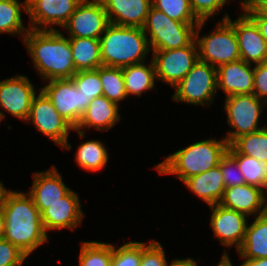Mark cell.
<instances>
[{
  "instance_id": "cell-1",
  "label": "cell",
  "mask_w": 267,
  "mask_h": 266,
  "mask_svg": "<svg viewBox=\"0 0 267 266\" xmlns=\"http://www.w3.org/2000/svg\"><path fill=\"white\" fill-rule=\"evenodd\" d=\"M5 216L4 239L29 256L48 241L42 215L29 194L8 190L2 204Z\"/></svg>"
},
{
  "instance_id": "cell-2",
  "label": "cell",
  "mask_w": 267,
  "mask_h": 266,
  "mask_svg": "<svg viewBox=\"0 0 267 266\" xmlns=\"http://www.w3.org/2000/svg\"><path fill=\"white\" fill-rule=\"evenodd\" d=\"M33 67L45 81L71 79L76 74L69 37L58 29H29L23 39Z\"/></svg>"
},
{
  "instance_id": "cell-3",
  "label": "cell",
  "mask_w": 267,
  "mask_h": 266,
  "mask_svg": "<svg viewBox=\"0 0 267 266\" xmlns=\"http://www.w3.org/2000/svg\"><path fill=\"white\" fill-rule=\"evenodd\" d=\"M228 147L225 138L201 140L168 155L155 168L161 175L175 174L183 182L219 165Z\"/></svg>"
},
{
  "instance_id": "cell-4",
  "label": "cell",
  "mask_w": 267,
  "mask_h": 266,
  "mask_svg": "<svg viewBox=\"0 0 267 266\" xmlns=\"http://www.w3.org/2000/svg\"><path fill=\"white\" fill-rule=\"evenodd\" d=\"M147 38L141 27L110 23L99 38L102 66L124 68L144 63L151 52Z\"/></svg>"
},
{
  "instance_id": "cell-5",
  "label": "cell",
  "mask_w": 267,
  "mask_h": 266,
  "mask_svg": "<svg viewBox=\"0 0 267 266\" xmlns=\"http://www.w3.org/2000/svg\"><path fill=\"white\" fill-rule=\"evenodd\" d=\"M197 25L173 20L151 6L142 29L150 34L147 39L151 50H172L188 46L195 39Z\"/></svg>"
},
{
  "instance_id": "cell-6",
  "label": "cell",
  "mask_w": 267,
  "mask_h": 266,
  "mask_svg": "<svg viewBox=\"0 0 267 266\" xmlns=\"http://www.w3.org/2000/svg\"><path fill=\"white\" fill-rule=\"evenodd\" d=\"M205 22L200 21L195 29L199 60L217 68L241 59L234 27L227 20H219L212 33L199 37Z\"/></svg>"
},
{
  "instance_id": "cell-7",
  "label": "cell",
  "mask_w": 267,
  "mask_h": 266,
  "mask_svg": "<svg viewBox=\"0 0 267 266\" xmlns=\"http://www.w3.org/2000/svg\"><path fill=\"white\" fill-rule=\"evenodd\" d=\"M174 89L173 101L209 106L217 92L216 68L198 60Z\"/></svg>"
},
{
  "instance_id": "cell-8",
  "label": "cell",
  "mask_w": 267,
  "mask_h": 266,
  "mask_svg": "<svg viewBox=\"0 0 267 266\" xmlns=\"http://www.w3.org/2000/svg\"><path fill=\"white\" fill-rule=\"evenodd\" d=\"M267 105L252 94H236L225 97L224 109L227 112V122L233 128L225 138L230 145L241 135L254 133L265 128L258 127L259 117Z\"/></svg>"
},
{
  "instance_id": "cell-9",
  "label": "cell",
  "mask_w": 267,
  "mask_h": 266,
  "mask_svg": "<svg viewBox=\"0 0 267 266\" xmlns=\"http://www.w3.org/2000/svg\"><path fill=\"white\" fill-rule=\"evenodd\" d=\"M39 91L33 99L26 123L29 124L31 120V123L54 143L63 149H71L68 135L74 127L57 112L52 102L40 89Z\"/></svg>"
},
{
  "instance_id": "cell-10",
  "label": "cell",
  "mask_w": 267,
  "mask_h": 266,
  "mask_svg": "<svg viewBox=\"0 0 267 266\" xmlns=\"http://www.w3.org/2000/svg\"><path fill=\"white\" fill-rule=\"evenodd\" d=\"M156 79L173 88L186 76L199 60L195 39L183 48L172 50H151Z\"/></svg>"
},
{
  "instance_id": "cell-11",
  "label": "cell",
  "mask_w": 267,
  "mask_h": 266,
  "mask_svg": "<svg viewBox=\"0 0 267 266\" xmlns=\"http://www.w3.org/2000/svg\"><path fill=\"white\" fill-rule=\"evenodd\" d=\"M40 90L57 112L75 128L89 103H86L85 96L78 90L73 79L49 80Z\"/></svg>"
},
{
  "instance_id": "cell-12",
  "label": "cell",
  "mask_w": 267,
  "mask_h": 266,
  "mask_svg": "<svg viewBox=\"0 0 267 266\" xmlns=\"http://www.w3.org/2000/svg\"><path fill=\"white\" fill-rule=\"evenodd\" d=\"M109 24L100 0H82L63 28L69 37L99 39Z\"/></svg>"
},
{
  "instance_id": "cell-13",
  "label": "cell",
  "mask_w": 267,
  "mask_h": 266,
  "mask_svg": "<svg viewBox=\"0 0 267 266\" xmlns=\"http://www.w3.org/2000/svg\"><path fill=\"white\" fill-rule=\"evenodd\" d=\"M81 2L82 0H27L26 14L30 17L28 27L54 30L52 26L58 25L63 28Z\"/></svg>"
},
{
  "instance_id": "cell-14",
  "label": "cell",
  "mask_w": 267,
  "mask_h": 266,
  "mask_svg": "<svg viewBox=\"0 0 267 266\" xmlns=\"http://www.w3.org/2000/svg\"><path fill=\"white\" fill-rule=\"evenodd\" d=\"M223 20H227L234 27L241 60L248 64L254 62V65L267 61V42L256 23L246 13L233 21L226 13Z\"/></svg>"
},
{
  "instance_id": "cell-15",
  "label": "cell",
  "mask_w": 267,
  "mask_h": 266,
  "mask_svg": "<svg viewBox=\"0 0 267 266\" xmlns=\"http://www.w3.org/2000/svg\"><path fill=\"white\" fill-rule=\"evenodd\" d=\"M25 75L0 81V107L26 122L36 91Z\"/></svg>"
},
{
  "instance_id": "cell-16",
  "label": "cell",
  "mask_w": 267,
  "mask_h": 266,
  "mask_svg": "<svg viewBox=\"0 0 267 266\" xmlns=\"http://www.w3.org/2000/svg\"><path fill=\"white\" fill-rule=\"evenodd\" d=\"M209 207L212 210L210 226L214 238L219 239L223 246L231 248L235 245L238 250L245 238L248 216L220 204Z\"/></svg>"
},
{
  "instance_id": "cell-17",
  "label": "cell",
  "mask_w": 267,
  "mask_h": 266,
  "mask_svg": "<svg viewBox=\"0 0 267 266\" xmlns=\"http://www.w3.org/2000/svg\"><path fill=\"white\" fill-rule=\"evenodd\" d=\"M79 195L70 190L64 197L50 205L42 215V224L45 232L49 230L71 229L75 230L81 225L84 217Z\"/></svg>"
},
{
  "instance_id": "cell-18",
  "label": "cell",
  "mask_w": 267,
  "mask_h": 266,
  "mask_svg": "<svg viewBox=\"0 0 267 266\" xmlns=\"http://www.w3.org/2000/svg\"><path fill=\"white\" fill-rule=\"evenodd\" d=\"M32 177L33 185L28 194L41 214L70 191L55 166L44 172H35Z\"/></svg>"
},
{
  "instance_id": "cell-19",
  "label": "cell",
  "mask_w": 267,
  "mask_h": 266,
  "mask_svg": "<svg viewBox=\"0 0 267 266\" xmlns=\"http://www.w3.org/2000/svg\"><path fill=\"white\" fill-rule=\"evenodd\" d=\"M239 59L216 68L217 90L222 89L225 97L236 94H252L254 66Z\"/></svg>"
},
{
  "instance_id": "cell-20",
  "label": "cell",
  "mask_w": 267,
  "mask_h": 266,
  "mask_svg": "<svg viewBox=\"0 0 267 266\" xmlns=\"http://www.w3.org/2000/svg\"><path fill=\"white\" fill-rule=\"evenodd\" d=\"M118 109L119 106L106 96L96 97L89 103L74 131H77L81 138H85V128L107 131L120 121Z\"/></svg>"
},
{
  "instance_id": "cell-21",
  "label": "cell",
  "mask_w": 267,
  "mask_h": 266,
  "mask_svg": "<svg viewBox=\"0 0 267 266\" xmlns=\"http://www.w3.org/2000/svg\"><path fill=\"white\" fill-rule=\"evenodd\" d=\"M112 24L143 27L152 0H100Z\"/></svg>"
},
{
  "instance_id": "cell-22",
  "label": "cell",
  "mask_w": 267,
  "mask_h": 266,
  "mask_svg": "<svg viewBox=\"0 0 267 266\" xmlns=\"http://www.w3.org/2000/svg\"><path fill=\"white\" fill-rule=\"evenodd\" d=\"M264 190L254 185L227 187L220 205L249 216L263 214Z\"/></svg>"
},
{
  "instance_id": "cell-23",
  "label": "cell",
  "mask_w": 267,
  "mask_h": 266,
  "mask_svg": "<svg viewBox=\"0 0 267 266\" xmlns=\"http://www.w3.org/2000/svg\"><path fill=\"white\" fill-rule=\"evenodd\" d=\"M183 183L208 206L219 204L225 190L219 165L204 173L185 179Z\"/></svg>"
},
{
  "instance_id": "cell-24",
  "label": "cell",
  "mask_w": 267,
  "mask_h": 266,
  "mask_svg": "<svg viewBox=\"0 0 267 266\" xmlns=\"http://www.w3.org/2000/svg\"><path fill=\"white\" fill-rule=\"evenodd\" d=\"M254 219L247 225L244 241L237 250L244 260L267 258V217L262 214Z\"/></svg>"
},
{
  "instance_id": "cell-25",
  "label": "cell",
  "mask_w": 267,
  "mask_h": 266,
  "mask_svg": "<svg viewBox=\"0 0 267 266\" xmlns=\"http://www.w3.org/2000/svg\"><path fill=\"white\" fill-rule=\"evenodd\" d=\"M76 71L94 70L102 66L99 39L69 37Z\"/></svg>"
},
{
  "instance_id": "cell-26",
  "label": "cell",
  "mask_w": 267,
  "mask_h": 266,
  "mask_svg": "<svg viewBox=\"0 0 267 266\" xmlns=\"http://www.w3.org/2000/svg\"><path fill=\"white\" fill-rule=\"evenodd\" d=\"M147 65V66H146ZM127 96H141L143 92L155 88L156 72L153 60L147 63L129 65L122 68Z\"/></svg>"
},
{
  "instance_id": "cell-27",
  "label": "cell",
  "mask_w": 267,
  "mask_h": 266,
  "mask_svg": "<svg viewBox=\"0 0 267 266\" xmlns=\"http://www.w3.org/2000/svg\"><path fill=\"white\" fill-rule=\"evenodd\" d=\"M21 10L27 13V0H0V33L18 34L24 39L30 28L23 26Z\"/></svg>"
},
{
  "instance_id": "cell-28",
  "label": "cell",
  "mask_w": 267,
  "mask_h": 266,
  "mask_svg": "<svg viewBox=\"0 0 267 266\" xmlns=\"http://www.w3.org/2000/svg\"><path fill=\"white\" fill-rule=\"evenodd\" d=\"M227 152L237 161L246 184L257 186L263 190L267 188V162L239 154L231 145Z\"/></svg>"
},
{
  "instance_id": "cell-29",
  "label": "cell",
  "mask_w": 267,
  "mask_h": 266,
  "mask_svg": "<svg viewBox=\"0 0 267 266\" xmlns=\"http://www.w3.org/2000/svg\"><path fill=\"white\" fill-rule=\"evenodd\" d=\"M75 159L80 168L96 172L106 166L108 152L101 141L93 139L79 145Z\"/></svg>"
},
{
  "instance_id": "cell-30",
  "label": "cell",
  "mask_w": 267,
  "mask_h": 266,
  "mask_svg": "<svg viewBox=\"0 0 267 266\" xmlns=\"http://www.w3.org/2000/svg\"><path fill=\"white\" fill-rule=\"evenodd\" d=\"M239 154L267 162V127L241 135L230 144Z\"/></svg>"
},
{
  "instance_id": "cell-31",
  "label": "cell",
  "mask_w": 267,
  "mask_h": 266,
  "mask_svg": "<svg viewBox=\"0 0 267 266\" xmlns=\"http://www.w3.org/2000/svg\"><path fill=\"white\" fill-rule=\"evenodd\" d=\"M99 78L103 87V96L119 106V102L128 98L122 68L100 66Z\"/></svg>"
},
{
  "instance_id": "cell-32",
  "label": "cell",
  "mask_w": 267,
  "mask_h": 266,
  "mask_svg": "<svg viewBox=\"0 0 267 266\" xmlns=\"http://www.w3.org/2000/svg\"><path fill=\"white\" fill-rule=\"evenodd\" d=\"M112 243L85 241L81 243L79 266H111Z\"/></svg>"
},
{
  "instance_id": "cell-33",
  "label": "cell",
  "mask_w": 267,
  "mask_h": 266,
  "mask_svg": "<svg viewBox=\"0 0 267 266\" xmlns=\"http://www.w3.org/2000/svg\"><path fill=\"white\" fill-rule=\"evenodd\" d=\"M152 6L169 18L183 23H199L191 9L190 0H152Z\"/></svg>"
},
{
  "instance_id": "cell-34",
  "label": "cell",
  "mask_w": 267,
  "mask_h": 266,
  "mask_svg": "<svg viewBox=\"0 0 267 266\" xmlns=\"http://www.w3.org/2000/svg\"><path fill=\"white\" fill-rule=\"evenodd\" d=\"M76 87L90 103L94 98L103 96V87L99 78L98 68L94 70L77 71L72 77Z\"/></svg>"
},
{
  "instance_id": "cell-35",
  "label": "cell",
  "mask_w": 267,
  "mask_h": 266,
  "mask_svg": "<svg viewBox=\"0 0 267 266\" xmlns=\"http://www.w3.org/2000/svg\"><path fill=\"white\" fill-rule=\"evenodd\" d=\"M142 242H129L116 247L113 245L111 266H140Z\"/></svg>"
},
{
  "instance_id": "cell-36",
  "label": "cell",
  "mask_w": 267,
  "mask_h": 266,
  "mask_svg": "<svg viewBox=\"0 0 267 266\" xmlns=\"http://www.w3.org/2000/svg\"><path fill=\"white\" fill-rule=\"evenodd\" d=\"M219 167L225 188L246 184L237 161L228 152L220 160Z\"/></svg>"
},
{
  "instance_id": "cell-37",
  "label": "cell",
  "mask_w": 267,
  "mask_h": 266,
  "mask_svg": "<svg viewBox=\"0 0 267 266\" xmlns=\"http://www.w3.org/2000/svg\"><path fill=\"white\" fill-rule=\"evenodd\" d=\"M167 259L160 242L150 241L148 245L142 242V258L140 266H167Z\"/></svg>"
},
{
  "instance_id": "cell-38",
  "label": "cell",
  "mask_w": 267,
  "mask_h": 266,
  "mask_svg": "<svg viewBox=\"0 0 267 266\" xmlns=\"http://www.w3.org/2000/svg\"><path fill=\"white\" fill-rule=\"evenodd\" d=\"M229 2L228 0H190L193 13L200 21H207L213 15H218V10Z\"/></svg>"
},
{
  "instance_id": "cell-39",
  "label": "cell",
  "mask_w": 267,
  "mask_h": 266,
  "mask_svg": "<svg viewBox=\"0 0 267 266\" xmlns=\"http://www.w3.org/2000/svg\"><path fill=\"white\" fill-rule=\"evenodd\" d=\"M28 256L6 239H0V266H21Z\"/></svg>"
},
{
  "instance_id": "cell-40",
  "label": "cell",
  "mask_w": 267,
  "mask_h": 266,
  "mask_svg": "<svg viewBox=\"0 0 267 266\" xmlns=\"http://www.w3.org/2000/svg\"><path fill=\"white\" fill-rule=\"evenodd\" d=\"M253 94L267 104V61L254 65Z\"/></svg>"
},
{
  "instance_id": "cell-41",
  "label": "cell",
  "mask_w": 267,
  "mask_h": 266,
  "mask_svg": "<svg viewBox=\"0 0 267 266\" xmlns=\"http://www.w3.org/2000/svg\"><path fill=\"white\" fill-rule=\"evenodd\" d=\"M243 11L256 23L262 37L267 42V15L260 9H243Z\"/></svg>"
},
{
  "instance_id": "cell-42",
  "label": "cell",
  "mask_w": 267,
  "mask_h": 266,
  "mask_svg": "<svg viewBox=\"0 0 267 266\" xmlns=\"http://www.w3.org/2000/svg\"><path fill=\"white\" fill-rule=\"evenodd\" d=\"M266 2L267 0H240L242 9H257Z\"/></svg>"
},
{
  "instance_id": "cell-43",
  "label": "cell",
  "mask_w": 267,
  "mask_h": 266,
  "mask_svg": "<svg viewBox=\"0 0 267 266\" xmlns=\"http://www.w3.org/2000/svg\"><path fill=\"white\" fill-rule=\"evenodd\" d=\"M167 266H197V262L193 258L175 259Z\"/></svg>"
},
{
  "instance_id": "cell-44",
  "label": "cell",
  "mask_w": 267,
  "mask_h": 266,
  "mask_svg": "<svg viewBox=\"0 0 267 266\" xmlns=\"http://www.w3.org/2000/svg\"><path fill=\"white\" fill-rule=\"evenodd\" d=\"M241 266H267V258L245 260Z\"/></svg>"
},
{
  "instance_id": "cell-45",
  "label": "cell",
  "mask_w": 267,
  "mask_h": 266,
  "mask_svg": "<svg viewBox=\"0 0 267 266\" xmlns=\"http://www.w3.org/2000/svg\"><path fill=\"white\" fill-rule=\"evenodd\" d=\"M5 233V216L2 205L0 206V239L4 238Z\"/></svg>"
},
{
  "instance_id": "cell-46",
  "label": "cell",
  "mask_w": 267,
  "mask_h": 266,
  "mask_svg": "<svg viewBox=\"0 0 267 266\" xmlns=\"http://www.w3.org/2000/svg\"><path fill=\"white\" fill-rule=\"evenodd\" d=\"M217 266H233L227 251H224Z\"/></svg>"
},
{
  "instance_id": "cell-47",
  "label": "cell",
  "mask_w": 267,
  "mask_h": 266,
  "mask_svg": "<svg viewBox=\"0 0 267 266\" xmlns=\"http://www.w3.org/2000/svg\"><path fill=\"white\" fill-rule=\"evenodd\" d=\"M7 191L8 190L5 188L3 183L0 181V206L3 204V200H4V197Z\"/></svg>"
},
{
  "instance_id": "cell-48",
  "label": "cell",
  "mask_w": 267,
  "mask_h": 266,
  "mask_svg": "<svg viewBox=\"0 0 267 266\" xmlns=\"http://www.w3.org/2000/svg\"><path fill=\"white\" fill-rule=\"evenodd\" d=\"M267 188L264 190L263 215L267 217Z\"/></svg>"
},
{
  "instance_id": "cell-49",
  "label": "cell",
  "mask_w": 267,
  "mask_h": 266,
  "mask_svg": "<svg viewBox=\"0 0 267 266\" xmlns=\"http://www.w3.org/2000/svg\"><path fill=\"white\" fill-rule=\"evenodd\" d=\"M260 9L267 15V2L264 3V4L260 7Z\"/></svg>"
},
{
  "instance_id": "cell-50",
  "label": "cell",
  "mask_w": 267,
  "mask_h": 266,
  "mask_svg": "<svg viewBox=\"0 0 267 266\" xmlns=\"http://www.w3.org/2000/svg\"><path fill=\"white\" fill-rule=\"evenodd\" d=\"M5 117L4 113L0 110V122H2V119Z\"/></svg>"
}]
</instances>
